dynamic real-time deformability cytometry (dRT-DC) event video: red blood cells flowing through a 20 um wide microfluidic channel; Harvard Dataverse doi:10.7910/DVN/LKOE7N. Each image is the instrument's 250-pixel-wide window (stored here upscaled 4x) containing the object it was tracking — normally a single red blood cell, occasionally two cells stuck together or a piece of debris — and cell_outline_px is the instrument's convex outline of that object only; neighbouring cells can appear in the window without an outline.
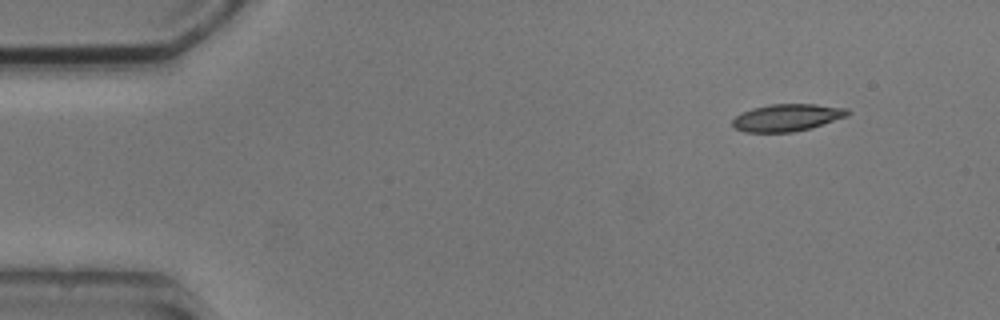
{"species": "common noctule bat (a hibernating species)", "species_latin": "Nyctalus noctula", "temperature_condition": "cold", "stored_images_in_passage": 3, "camera_frame_rate_fps": 3000, "um_per_image_px": 0.085, "animal": {"sex": "male", "body_mass_g": 20.5, "forearm_length_mm": 52.5}, "frame": {"image": 1, "passage_image": 1, "time_ms": 0.0, "image_size_px": [1000, 320], "cell_outline_px": [[852, 112], [848, 116], [812, 128], [792, 132], [744, 132], [736, 128], [732, 124], [732, 120], [736, 116], [752, 108], [768, 104], [816, 104], [848, 108]], "centroid_in_image_um": [66.95, 9.99], "position_along_channel_um": 18.0, "area_um2": 18.38}}